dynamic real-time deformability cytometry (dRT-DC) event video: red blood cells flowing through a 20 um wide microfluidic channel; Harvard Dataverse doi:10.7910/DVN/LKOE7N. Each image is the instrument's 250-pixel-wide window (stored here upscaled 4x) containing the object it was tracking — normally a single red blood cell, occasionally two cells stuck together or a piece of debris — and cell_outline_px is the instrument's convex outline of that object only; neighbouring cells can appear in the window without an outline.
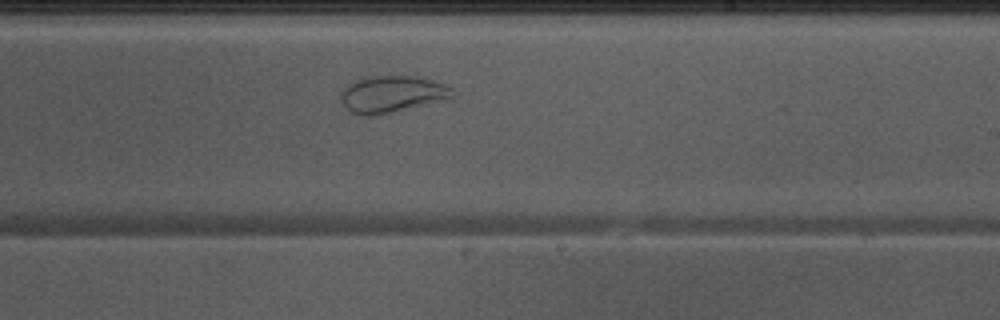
{"species": "Egyptian fruit bat (a non-hibernating species)", "species_latin": "Rousettus aegyptiacus", "temperature_condition": "warm", "stored_images_in_passage": 29, "camera_frame_rate_fps": 3000, "um_per_image_px": 0.085, "animal": {"sex": "male"}, "frame": {"image": 1, "passage_image": 17, "time_ms": 5.333, "image_size_px": [1000, 320], "cell_outline_px": [[456, 96], [372, 116], [368, 116], [352, 112], [340, 100], [340, 92], [348, 84], [356, 80], [368, 76], [412, 76], [432, 80], [444, 84], [452, 88]], "centroid_in_image_um": [33.28, 7.97], "position_along_channel_um": 255.7, "area_um2": 23.29}}